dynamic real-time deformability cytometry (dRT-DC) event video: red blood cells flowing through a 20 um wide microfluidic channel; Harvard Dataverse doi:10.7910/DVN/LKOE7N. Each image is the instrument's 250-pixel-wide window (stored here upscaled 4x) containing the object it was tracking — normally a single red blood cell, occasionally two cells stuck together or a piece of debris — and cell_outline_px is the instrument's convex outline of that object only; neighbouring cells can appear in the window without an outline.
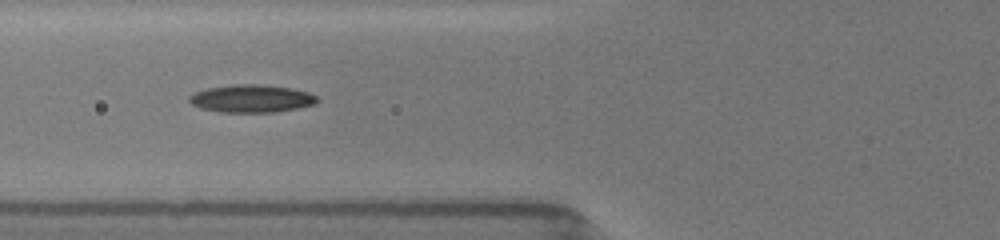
{"species": "common noctule bat (a hibernating species)", "species_latin": "Nyctalus noctula", "temperature_condition": "room temperature", "stored_images_in_passage": 8, "camera_frame_rate_fps": 3000, "um_per_image_px": 0.085, "animal": {"sex": "female", "body_mass_g": 19.5, "forearm_length_mm": 54.1}, "frame": {"image": 1, "passage_image": 6, "time_ms": 1.667, "image_size_px": [1000, 240], "cell_outline_px": [[320, 100], [316, 104], [276, 112], [220, 112], [200, 108], [192, 104], [188, 100], [188, 96], [204, 88], [232, 84], [260, 84], [292, 88], [308, 92], [316, 96]], "centroid_in_image_um": [21.36, 8.37], "position_along_channel_um": 104.4, "area_um2": 20.87}}